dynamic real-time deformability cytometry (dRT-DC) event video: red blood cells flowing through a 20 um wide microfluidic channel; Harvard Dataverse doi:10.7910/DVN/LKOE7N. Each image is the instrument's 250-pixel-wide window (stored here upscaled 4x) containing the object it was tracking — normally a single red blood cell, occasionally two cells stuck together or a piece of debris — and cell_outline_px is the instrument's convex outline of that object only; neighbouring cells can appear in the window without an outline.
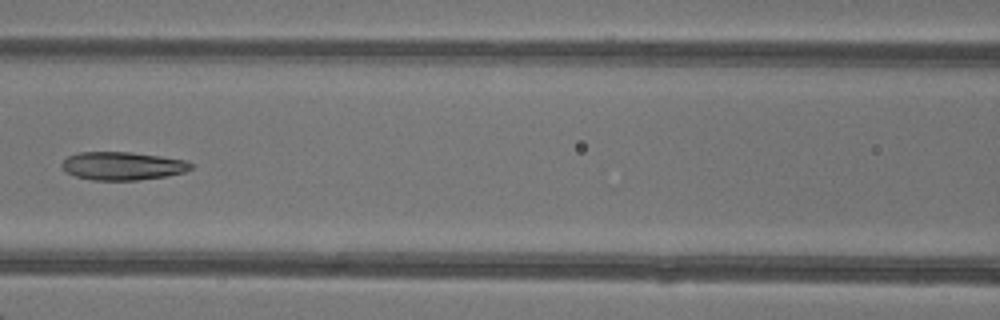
{"species": "common noctule bat (a hibernating species)", "species_latin": "Nyctalus noctula", "temperature_condition": "warm", "stored_images_in_passage": 6, "camera_frame_rate_fps": 3000, "um_per_image_px": 0.085, "animal": {"sex": "female"}, "frame": {"image": 1, "passage_image": 6, "time_ms": 6.333, "image_size_px": [1000, 320], "cell_outline_px": [[192, 168], [184, 172], [168, 176], [140, 180], [92, 180], [76, 176], [64, 172], [60, 164], [68, 156], [80, 152], [132, 152], [160, 156], [184, 160], [192, 164]], "centroid_in_image_um": [10.39, 14.11], "position_along_channel_um": 156.2, "area_um2": 21.27}}